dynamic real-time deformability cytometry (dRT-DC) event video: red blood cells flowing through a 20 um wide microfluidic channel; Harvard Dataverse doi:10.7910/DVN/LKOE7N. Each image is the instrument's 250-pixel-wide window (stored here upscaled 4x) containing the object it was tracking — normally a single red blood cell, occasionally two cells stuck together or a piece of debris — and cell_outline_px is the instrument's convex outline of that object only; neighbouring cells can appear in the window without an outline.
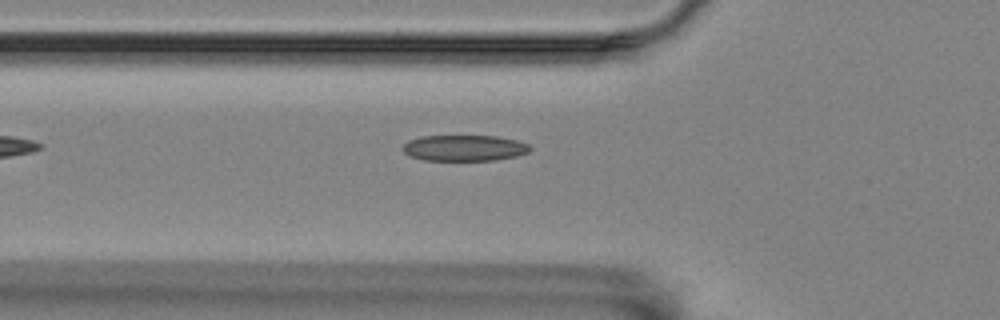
{"species": "Egyptian fruit bat (a non-hibernating species)", "species_latin": "Rousettus aegyptiacus", "temperature_condition": "room temperature", "stored_images_in_passage": 4, "camera_frame_rate_fps": 3000, "um_per_image_px": 0.085, "animal": {"sex": "female"}, "frame": {"image": 1, "passage_image": 4, "time_ms": 1.0, "image_size_px": [1000, 320], "cell_outline_px": [[532, 148], [528, 152], [516, 156], [496, 160], [424, 160], [408, 156], [400, 148], [408, 140], [420, 136], [496, 136], [516, 140], [528, 144]], "centroid_in_image_um": [39.43, 12.58], "position_along_channel_um": 86.4, "area_um2": 19.36}}